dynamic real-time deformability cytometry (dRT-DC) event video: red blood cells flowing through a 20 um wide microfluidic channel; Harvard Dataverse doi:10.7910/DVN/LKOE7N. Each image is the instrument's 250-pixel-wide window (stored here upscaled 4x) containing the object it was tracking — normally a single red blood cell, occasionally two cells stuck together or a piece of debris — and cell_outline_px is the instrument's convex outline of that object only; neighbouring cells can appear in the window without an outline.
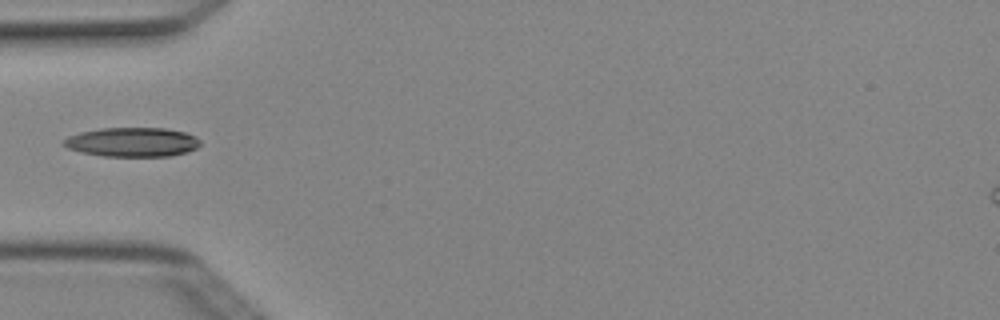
{"species": "Egyptian fruit bat (a non-hibernating species)", "species_latin": "Rousettus aegyptiacus", "temperature_condition": "cold", "stored_images_in_passage": 1, "camera_frame_rate_fps": 3000, "um_per_image_px": 0.085, "animal": {"sex": "female"}, "frame": {"image": 1, "passage_image": 1, "time_ms": 0.0, "image_size_px": [1000, 320], "cell_outline_px": [[200, 144], [196, 148], [188, 152], [172, 156], [100, 156], [80, 152], [68, 148], [60, 144], [68, 136], [80, 132], [100, 128], [164, 128], [184, 132], [196, 136], [200, 140]], "centroid_in_image_um": [11.23, 12.08], "position_along_channel_um": 73.8, "area_um2": 23.47}}